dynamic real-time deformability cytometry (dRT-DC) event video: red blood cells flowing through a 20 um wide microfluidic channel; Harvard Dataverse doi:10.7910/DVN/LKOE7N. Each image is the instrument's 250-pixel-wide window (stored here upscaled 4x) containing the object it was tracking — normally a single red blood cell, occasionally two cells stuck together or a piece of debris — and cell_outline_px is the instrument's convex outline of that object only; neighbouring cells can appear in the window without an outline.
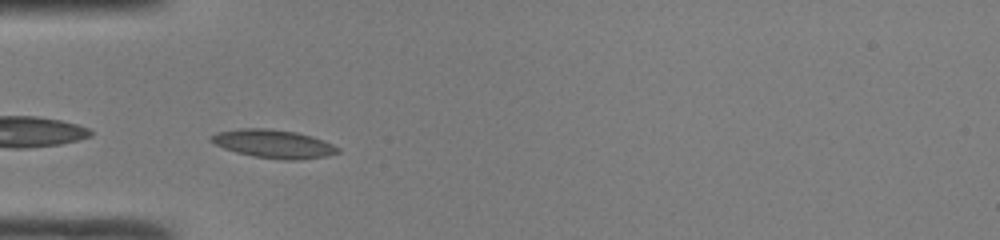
{"species": "common noctule bat (a hibernating species)", "species_latin": "Nyctalus noctula", "temperature_condition": "room temperature", "stored_images_in_passage": 34, "camera_frame_rate_fps": 3000, "um_per_image_px": 0.085, "animal": {"sex": "male", "body_mass_g": 19.0, "forearm_length_mm": 50.8}, "frame": {"image": 1, "passage_image": 1, "time_ms": 0.0, "image_size_px": [1000, 240], "cell_outline_px": [[340, 152], [328, 156], [300, 160], [284, 160], [252, 156], [236, 152], [224, 148], [208, 140], [208, 136], [216, 132], [240, 128], [268, 128], [296, 132], [312, 136], [332, 144], [340, 148]], "centroid_in_image_um": [23.24, 12.23], "position_along_channel_um": 61.8, "area_um2": 21.15}}
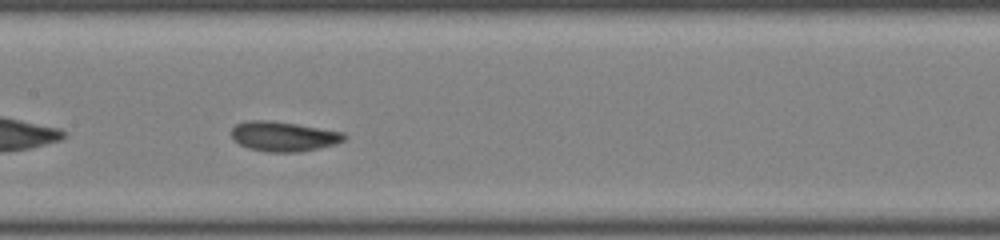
{"frame": {"image": 2, "passage_image": 10, "time_ms": 3.0, "image_size_px": [1000, 240], "cell_outline_px": [[348, 136], [344, 140], [336, 144], [296, 152], [268, 152], [248, 148], [240, 144], [232, 136], [232, 128], [236, 124], [248, 120], [272, 120], [344, 132]], "centroid_in_image_um": [24.11, 11.58], "position_along_channel_um": 183.3, "area_um2": 19.48}}
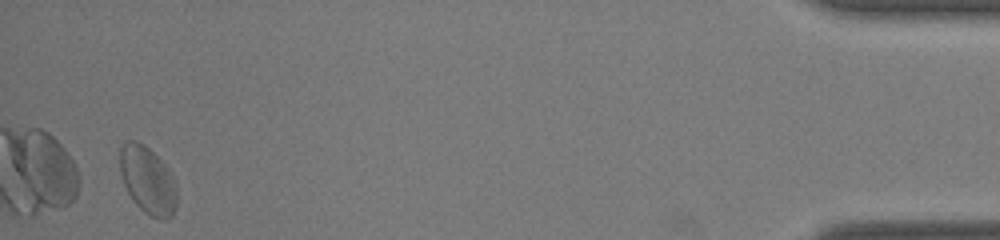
{"frame": {"image": 3, "passage_image": 33, "time_ms": 10.667, "image_size_px": [1000, 240], "cell_outline_px": [[176, 208], [172, 216], [168, 220], [160, 220], [144, 212], [136, 204], [128, 192], [124, 184], [120, 172], [120, 148], [124, 140], [136, 140], [144, 144], [168, 168], [176, 180]], "centroid_in_image_um": [12.57, 15.32], "position_along_channel_um": 422.6, "area_um2": 22.54}, "authors_computed_cell_mechanics": {"area_um2": 19.5653, "velocity_mm_per_s": 4.1388, "shape_relaxation_time_tau1_ms": 3.946, "shape_relaxation_time_tau2_ms": 1.412, "deformation_change_tau1": 0.1217, "deformation_change_tau2": 0.0757}}